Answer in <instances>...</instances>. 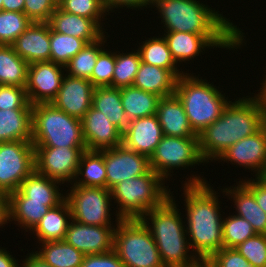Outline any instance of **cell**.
Wrapping results in <instances>:
<instances>
[{
    "instance_id": "1",
    "label": "cell",
    "mask_w": 266,
    "mask_h": 267,
    "mask_svg": "<svg viewBox=\"0 0 266 267\" xmlns=\"http://www.w3.org/2000/svg\"><path fill=\"white\" fill-rule=\"evenodd\" d=\"M166 28L164 32H186L204 35L216 48L237 50L246 42L237 25L219 11L198 0H152ZM245 35V36H244ZM244 43V44H243ZM242 45V46H241ZM235 48V49H234Z\"/></svg>"
},
{
    "instance_id": "49",
    "label": "cell",
    "mask_w": 266,
    "mask_h": 267,
    "mask_svg": "<svg viewBox=\"0 0 266 267\" xmlns=\"http://www.w3.org/2000/svg\"><path fill=\"white\" fill-rule=\"evenodd\" d=\"M102 3L105 10L110 14L111 12L115 11V8L118 9L119 7V9L126 7L132 10H136L137 8L138 10L139 8H143L144 10L145 7L150 8L152 0H102Z\"/></svg>"
},
{
    "instance_id": "56",
    "label": "cell",
    "mask_w": 266,
    "mask_h": 267,
    "mask_svg": "<svg viewBox=\"0 0 266 267\" xmlns=\"http://www.w3.org/2000/svg\"><path fill=\"white\" fill-rule=\"evenodd\" d=\"M259 178H261L264 182H266V165Z\"/></svg>"
},
{
    "instance_id": "39",
    "label": "cell",
    "mask_w": 266,
    "mask_h": 267,
    "mask_svg": "<svg viewBox=\"0 0 266 267\" xmlns=\"http://www.w3.org/2000/svg\"><path fill=\"white\" fill-rule=\"evenodd\" d=\"M223 247L236 248L248 238L256 235L252 225L245 219L234 215L223 218Z\"/></svg>"
},
{
    "instance_id": "30",
    "label": "cell",
    "mask_w": 266,
    "mask_h": 267,
    "mask_svg": "<svg viewBox=\"0 0 266 267\" xmlns=\"http://www.w3.org/2000/svg\"><path fill=\"white\" fill-rule=\"evenodd\" d=\"M92 107L101 111L122 132L126 129L129 121L122 106L120 88L96 87Z\"/></svg>"
},
{
    "instance_id": "45",
    "label": "cell",
    "mask_w": 266,
    "mask_h": 267,
    "mask_svg": "<svg viewBox=\"0 0 266 267\" xmlns=\"http://www.w3.org/2000/svg\"><path fill=\"white\" fill-rule=\"evenodd\" d=\"M58 7V0H25L24 14L32 22H49Z\"/></svg>"
},
{
    "instance_id": "44",
    "label": "cell",
    "mask_w": 266,
    "mask_h": 267,
    "mask_svg": "<svg viewBox=\"0 0 266 267\" xmlns=\"http://www.w3.org/2000/svg\"><path fill=\"white\" fill-rule=\"evenodd\" d=\"M32 109L24 87L0 85V110Z\"/></svg>"
},
{
    "instance_id": "50",
    "label": "cell",
    "mask_w": 266,
    "mask_h": 267,
    "mask_svg": "<svg viewBox=\"0 0 266 267\" xmlns=\"http://www.w3.org/2000/svg\"><path fill=\"white\" fill-rule=\"evenodd\" d=\"M9 222H10L9 195L0 192V228L4 227V225Z\"/></svg>"
},
{
    "instance_id": "37",
    "label": "cell",
    "mask_w": 266,
    "mask_h": 267,
    "mask_svg": "<svg viewBox=\"0 0 266 267\" xmlns=\"http://www.w3.org/2000/svg\"><path fill=\"white\" fill-rule=\"evenodd\" d=\"M87 43L73 36L57 33L50 28V61L65 66Z\"/></svg>"
},
{
    "instance_id": "48",
    "label": "cell",
    "mask_w": 266,
    "mask_h": 267,
    "mask_svg": "<svg viewBox=\"0 0 266 267\" xmlns=\"http://www.w3.org/2000/svg\"><path fill=\"white\" fill-rule=\"evenodd\" d=\"M240 181L253 193L257 204L266 213V182L261 178H248Z\"/></svg>"
},
{
    "instance_id": "19",
    "label": "cell",
    "mask_w": 266,
    "mask_h": 267,
    "mask_svg": "<svg viewBox=\"0 0 266 267\" xmlns=\"http://www.w3.org/2000/svg\"><path fill=\"white\" fill-rule=\"evenodd\" d=\"M164 136L155 115L129 121L122 132V144L135 152L150 158Z\"/></svg>"
},
{
    "instance_id": "52",
    "label": "cell",
    "mask_w": 266,
    "mask_h": 267,
    "mask_svg": "<svg viewBox=\"0 0 266 267\" xmlns=\"http://www.w3.org/2000/svg\"><path fill=\"white\" fill-rule=\"evenodd\" d=\"M18 261L3 247H0V267H20Z\"/></svg>"
},
{
    "instance_id": "15",
    "label": "cell",
    "mask_w": 266,
    "mask_h": 267,
    "mask_svg": "<svg viewBox=\"0 0 266 267\" xmlns=\"http://www.w3.org/2000/svg\"><path fill=\"white\" fill-rule=\"evenodd\" d=\"M219 159L252 170L251 174L259 177L266 165V124L254 135L230 146L216 161Z\"/></svg>"
},
{
    "instance_id": "53",
    "label": "cell",
    "mask_w": 266,
    "mask_h": 267,
    "mask_svg": "<svg viewBox=\"0 0 266 267\" xmlns=\"http://www.w3.org/2000/svg\"><path fill=\"white\" fill-rule=\"evenodd\" d=\"M25 0H3V11L24 13Z\"/></svg>"
},
{
    "instance_id": "9",
    "label": "cell",
    "mask_w": 266,
    "mask_h": 267,
    "mask_svg": "<svg viewBox=\"0 0 266 267\" xmlns=\"http://www.w3.org/2000/svg\"><path fill=\"white\" fill-rule=\"evenodd\" d=\"M150 167L164 180H170L178 168L182 170L206 163L199 151L198 137L163 136L154 153L149 158ZM171 176V177H170Z\"/></svg>"
},
{
    "instance_id": "7",
    "label": "cell",
    "mask_w": 266,
    "mask_h": 267,
    "mask_svg": "<svg viewBox=\"0 0 266 267\" xmlns=\"http://www.w3.org/2000/svg\"><path fill=\"white\" fill-rule=\"evenodd\" d=\"M32 144L34 147L86 148L81 119L52 103L32 105Z\"/></svg>"
},
{
    "instance_id": "38",
    "label": "cell",
    "mask_w": 266,
    "mask_h": 267,
    "mask_svg": "<svg viewBox=\"0 0 266 267\" xmlns=\"http://www.w3.org/2000/svg\"><path fill=\"white\" fill-rule=\"evenodd\" d=\"M137 51V52H136ZM132 52H115V66L112 77V87L122 88L132 86L141 62L138 50Z\"/></svg>"
},
{
    "instance_id": "33",
    "label": "cell",
    "mask_w": 266,
    "mask_h": 267,
    "mask_svg": "<svg viewBox=\"0 0 266 267\" xmlns=\"http://www.w3.org/2000/svg\"><path fill=\"white\" fill-rule=\"evenodd\" d=\"M34 253L51 267H80L85 255L65 240L39 243ZM42 248V249H41Z\"/></svg>"
},
{
    "instance_id": "22",
    "label": "cell",
    "mask_w": 266,
    "mask_h": 267,
    "mask_svg": "<svg viewBox=\"0 0 266 267\" xmlns=\"http://www.w3.org/2000/svg\"><path fill=\"white\" fill-rule=\"evenodd\" d=\"M156 116L165 136L198 137L191 128L183 104L176 94L161 97Z\"/></svg>"
},
{
    "instance_id": "41",
    "label": "cell",
    "mask_w": 266,
    "mask_h": 267,
    "mask_svg": "<svg viewBox=\"0 0 266 267\" xmlns=\"http://www.w3.org/2000/svg\"><path fill=\"white\" fill-rule=\"evenodd\" d=\"M58 7L67 13L93 19L105 30L101 21H105L103 19H106L109 13L105 10L102 0H58Z\"/></svg>"
},
{
    "instance_id": "23",
    "label": "cell",
    "mask_w": 266,
    "mask_h": 267,
    "mask_svg": "<svg viewBox=\"0 0 266 267\" xmlns=\"http://www.w3.org/2000/svg\"><path fill=\"white\" fill-rule=\"evenodd\" d=\"M221 191L234 202L235 215L247 220L256 234L266 235V213L257 204L253 193L241 182ZM232 187V188H231Z\"/></svg>"
},
{
    "instance_id": "25",
    "label": "cell",
    "mask_w": 266,
    "mask_h": 267,
    "mask_svg": "<svg viewBox=\"0 0 266 267\" xmlns=\"http://www.w3.org/2000/svg\"><path fill=\"white\" fill-rule=\"evenodd\" d=\"M72 220L69 203L64 199L56 207L50 208L36 227L31 231L41 242L62 241Z\"/></svg>"
},
{
    "instance_id": "6",
    "label": "cell",
    "mask_w": 266,
    "mask_h": 267,
    "mask_svg": "<svg viewBox=\"0 0 266 267\" xmlns=\"http://www.w3.org/2000/svg\"><path fill=\"white\" fill-rule=\"evenodd\" d=\"M193 73H184L178 77L175 94L182 102L189 124L198 135L207 126L217 120L230 102L223 91L212 83ZM200 78V79H199Z\"/></svg>"
},
{
    "instance_id": "2",
    "label": "cell",
    "mask_w": 266,
    "mask_h": 267,
    "mask_svg": "<svg viewBox=\"0 0 266 267\" xmlns=\"http://www.w3.org/2000/svg\"><path fill=\"white\" fill-rule=\"evenodd\" d=\"M187 180V181H186ZM183 195L185 227L192 252L198 259H209L223 248V218L219 193L205 178L192 175L186 178ZM212 187V188H211Z\"/></svg>"
},
{
    "instance_id": "57",
    "label": "cell",
    "mask_w": 266,
    "mask_h": 267,
    "mask_svg": "<svg viewBox=\"0 0 266 267\" xmlns=\"http://www.w3.org/2000/svg\"><path fill=\"white\" fill-rule=\"evenodd\" d=\"M3 10V0H0V11Z\"/></svg>"
},
{
    "instance_id": "34",
    "label": "cell",
    "mask_w": 266,
    "mask_h": 267,
    "mask_svg": "<svg viewBox=\"0 0 266 267\" xmlns=\"http://www.w3.org/2000/svg\"><path fill=\"white\" fill-rule=\"evenodd\" d=\"M141 43L142 45H140ZM141 43L137 46V50L142 62L169 69L177 78L185 73L178 68L179 65L172 58L164 36L151 37Z\"/></svg>"
},
{
    "instance_id": "10",
    "label": "cell",
    "mask_w": 266,
    "mask_h": 267,
    "mask_svg": "<svg viewBox=\"0 0 266 267\" xmlns=\"http://www.w3.org/2000/svg\"><path fill=\"white\" fill-rule=\"evenodd\" d=\"M65 199L68 201L72 219L78 223L97 226H114L111 220V192L102 187L72 185Z\"/></svg>"
},
{
    "instance_id": "16",
    "label": "cell",
    "mask_w": 266,
    "mask_h": 267,
    "mask_svg": "<svg viewBox=\"0 0 266 267\" xmlns=\"http://www.w3.org/2000/svg\"><path fill=\"white\" fill-rule=\"evenodd\" d=\"M115 226H97L70 221L65 241L84 255L104 254L113 250Z\"/></svg>"
},
{
    "instance_id": "43",
    "label": "cell",
    "mask_w": 266,
    "mask_h": 267,
    "mask_svg": "<svg viewBox=\"0 0 266 267\" xmlns=\"http://www.w3.org/2000/svg\"><path fill=\"white\" fill-rule=\"evenodd\" d=\"M252 267H266V235L256 234L235 248Z\"/></svg>"
},
{
    "instance_id": "42",
    "label": "cell",
    "mask_w": 266,
    "mask_h": 267,
    "mask_svg": "<svg viewBox=\"0 0 266 267\" xmlns=\"http://www.w3.org/2000/svg\"><path fill=\"white\" fill-rule=\"evenodd\" d=\"M115 66V52L104 49L98 56L90 82L96 87H112Z\"/></svg>"
},
{
    "instance_id": "29",
    "label": "cell",
    "mask_w": 266,
    "mask_h": 267,
    "mask_svg": "<svg viewBox=\"0 0 266 267\" xmlns=\"http://www.w3.org/2000/svg\"><path fill=\"white\" fill-rule=\"evenodd\" d=\"M122 106L128 121L156 114L160 96L133 86L120 88Z\"/></svg>"
},
{
    "instance_id": "54",
    "label": "cell",
    "mask_w": 266,
    "mask_h": 267,
    "mask_svg": "<svg viewBox=\"0 0 266 267\" xmlns=\"http://www.w3.org/2000/svg\"><path fill=\"white\" fill-rule=\"evenodd\" d=\"M262 86L261 88L258 90L260 92H258V97L262 100L263 104L266 107V75L264 76V79L262 81Z\"/></svg>"
},
{
    "instance_id": "20",
    "label": "cell",
    "mask_w": 266,
    "mask_h": 267,
    "mask_svg": "<svg viewBox=\"0 0 266 267\" xmlns=\"http://www.w3.org/2000/svg\"><path fill=\"white\" fill-rule=\"evenodd\" d=\"M15 53L28 64L50 61V25L32 24L11 44Z\"/></svg>"
},
{
    "instance_id": "31",
    "label": "cell",
    "mask_w": 266,
    "mask_h": 267,
    "mask_svg": "<svg viewBox=\"0 0 266 267\" xmlns=\"http://www.w3.org/2000/svg\"><path fill=\"white\" fill-rule=\"evenodd\" d=\"M61 182L39 174L34 170L19 186V191L30 201L62 202L65 199ZM60 191V192H59Z\"/></svg>"
},
{
    "instance_id": "35",
    "label": "cell",
    "mask_w": 266,
    "mask_h": 267,
    "mask_svg": "<svg viewBox=\"0 0 266 267\" xmlns=\"http://www.w3.org/2000/svg\"><path fill=\"white\" fill-rule=\"evenodd\" d=\"M28 65L15 53L12 45L0 44V85L26 88Z\"/></svg>"
},
{
    "instance_id": "27",
    "label": "cell",
    "mask_w": 266,
    "mask_h": 267,
    "mask_svg": "<svg viewBox=\"0 0 266 267\" xmlns=\"http://www.w3.org/2000/svg\"><path fill=\"white\" fill-rule=\"evenodd\" d=\"M163 34L177 65L186 61L189 63L190 60H194V57L201 55V52H205L206 48L215 47L204 35L186 32H164Z\"/></svg>"
},
{
    "instance_id": "47",
    "label": "cell",
    "mask_w": 266,
    "mask_h": 267,
    "mask_svg": "<svg viewBox=\"0 0 266 267\" xmlns=\"http://www.w3.org/2000/svg\"><path fill=\"white\" fill-rule=\"evenodd\" d=\"M80 267H125L114 250L104 254L85 255Z\"/></svg>"
},
{
    "instance_id": "5",
    "label": "cell",
    "mask_w": 266,
    "mask_h": 267,
    "mask_svg": "<svg viewBox=\"0 0 266 267\" xmlns=\"http://www.w3.org/2000/svg\"><path fill=\"white\" fill-rule=\"evenodd\" d=\"M165 182L167 181L150 169L141 176L114 185L110 192L114 204L117 203L115 222L140 219L151 209L160 206L171 193Z\"/></svg>"
},
{
    "instance_id": "13",
    "label": "cell",
    "mask_w": 266,
    "mask_h": 267,
    "mask_svg": "<svg viewBox=\"0 0 266 267\" xmlns=\"http://www.w3.org/2000/svg\"><path fill=\"white\" fill-rule=\"evenodd\" d=\"M104 156L106 169V188L111 189L117 183L147 173L150 159L123 144L114 148L99 150Z\"/></svg>"
},
{
    "instance_id": "4",
    "label": "cell",
    "mask_w": 266,
    "mask_h": 267,
    "mask_svg": "<svg viewBox=\"0 0 266 267\" xmlns=\"http://www.w3.org/2000/svg\"><path fill=\"white\" fill-rule=\"evenodd\" d=\"M172 194L173 192L160 206L145 213L140 220L150 230L165 267H186L198 258L190 251L185 219H182Z\"/></svg>"
},
{
    "instance_id": "40",
    "label": "cell",
    "mask_w": 266,
    "mask_h": 267,
    "mask_svg": "<svg viewBox=\"0 0 266 267\" xmlns=\"http://www.w3.org/2000/svg\"><path fill=\"white\" fill-rule=\"evenodd\" d=\"M31 24L24 13L1 10L0 44L11 45Z\"/></svg>"
},
{
    "instance_id": "3",
    "label": "cell",
    "mask_w": 266,
    "mask_h": 267,
    "mask_svg": "<svg viewBox=\"0 0 266 267\" xmlns=\"http://www.w3.org/2000/svg\"><path fill=\"white\" fill-rule=\"evenodd\" d=\"M265 124L266 107L257 94L231 100L221 116L198 134L202 158L207 163L216 161L230 146L254 135Z\"/></svg>"
},
{
    "instance_id": "18",
    "label": "cell",
    "mask_w": 266,
    "mask_h": 267,
    "mask_svg": "<svg viewBox=\"0 0 266 267\" xmlns=\"http://www.w3.org/2000/svg\"><path fill=\"white\" fill-rule=\"evenodd\" d=\"M87 150H103L122 144V131L92 106L81 119Z\"/></svg>"
},
{
    "instance_id": "11",
    "label": "cell",
    "mask_w": 266,
    "mask_h": 267,
    "mask_svg": "<svg viewBox=\"0 0 266 267\" xmlns=\"http://www.w3.org/2000/svg\"><path fill=\"white\" fill-rule=\"evenodd\" d=\"M35 170L32 141L0 142V192L10 194Z\"/></svg>"
},
{
    "instance_id": "24",
    "label": "cell",
    "mask_w": 266,
    "mask_h": 267,
    "mask_svg": "<svg viewBox=\"0 0 266 267\" xmlns=\"http://www.w3.org/2000/svg\"><path fill=\"white\" fill-rule=\"evenodd\" d=\"M60 203L30 201L17 190L9 194L10 222L15 221L23 230L31 232L49 209Z\"/></svg>"
},
{
    "instance_id": "17",
    "label": "cell",
    "mask_w": 266,
    "mask_h": 267,
    "mask_svg": "<svg viewBox=\"0 0 266 267\" xmlns=\"http://www.w3.org/2000/svg\"><path fill=\"white\" fill-rule=\"evenodd\" d=\"M94 89L89 80L65 74L60 90L51 103L68 115L82 119L92 106Z\"/></svg>"
},
{
    "instance_id": "51",
    "label": "cell",
    "mask_w": 266,
    "mask_h": 267,
    "mask_svg": "<svg viewBox=\"0 0 266 267\" xmlns=\"http://www.w3.org/2000/svg\"><path fill=\"white\" fill-rule=\"evenodd\" d=\"M26 258L20 263V267H51L49 264L44 262L40 257H38L33 251L28 253Z\"/></svg>"
},
{
    "instance_id": "28",
    "label": "cell",
    "mask_w": 266,
    "mask_h": 267,
    "mask_svg": "<svg viewBox=\"0 0 266 267\" xmlns=\"http://www.w3.org/2000/svg\"><path fill=\"white\" fill-rule=\"evenodd\" d=\"M32 141V109L0 110V142Z\"/></svg>"
},
{
    "instance_id": "8",
    "label": "cell",
    "mask_w": 266,
    "mask_h": 267,
    "mask_svg": "<svg viewBox=\"0 0 266 267\" xmlns=\"http://www.w3.org/2000/svg\"><path fill=\"white\" fill-rule=\"evenodd\" d=\"M113 250L125 267H165L150 230L140 219L117 223Z\"/></svg>"
},
{
    "instance_id": "55",
    "label": "cell",
    "mask_w": 266,
    "mask_h": 267,
    "mask_svg": "<svg viewBox=\"0 0 266 267\" xmlns=\"http://www.w3.org/2000/svg\"><path fill=\"white\" fill-rule=\"evenodd\" d=\"M186 267H213V266L208 259H198L195 263Z\"/></svg>"
},
{
    "instance_id": "12",
    "label": "cell",
    "mask_w": 266,
    "mask_h": 267,
    "mask_svg": "<svg viewBox=\"0 0 266 267\" xmlns=\"http://www.w3.org/2000/svg\"><path fill=\"white\" fill-rule=\"evenodd\" d=\"M34 149L35 170L62 184L74 182L80 156L87 150V148L71 147H34Z\"/></svg>"
},
{
    "instance_id": "14",
    "label": "cell",
    "mask_w": 266,
    "mask_h": 267,
    "mask_svg": "<svg viewBox=\"0 0 266 267\" xmlns=\"http://www.w3.org/2000/svg\"><path fill=\"white\" fill-rule=\"evenodd\" d=\"M65 66L52 61L28 65L26 95L31 105L51 103L60 90Z\"/></svg>"
},
{
    "instance_id": "21",
    "label": "cell",
    "mask_w": 266,
    "mask_h": 267,
    "mask_svg": "<svg viewBox=\"0 0 266 267\" xmlns=\"http://www.w3.org/2000/svg\"><path fill=\"white\" fill-rule=\"evenodd\" d=\"M48 23L53 31L80 38L87 44L97 41L107 33L93 19L67 13L59 7L53 12Z\"/></svg>"
},
{
    "instance_id": "26",
    "label": "cell",
    "mask_w": 266,
    "mask_h": 267,
    "mask_svg": "<svg viewBox=\"0 0 266 267\" xmlns=\"http://www.w3.org/2000/svg\"><path fill=\"white\" fill-rule=\"evenodd\" d=\"M177 79L169 69L141 61L132 86L165 97L175 94Z\"/></svg>"
},
{
    "instance_id": "32",
    "label": "cell",
    "mask_w": 266,
    "mask_h": 267,
    "mask_svg": "<svg viewBox=\"0 0 266 267\" xmlns=\"http://www.w3.org/2000/svg\"><path fill=\"white\" fill-rule=\"evenodd\" d=\"M71 185L106 188L104 156L99 150H85L82 152L78 172Z\"/></svg>"
},
{
    "instance_id": "36",
    "label": "cell",
    "mask_w": 266,
    "mask_h": 267,
    "mask_svg": "<svg viewBox=\"0 0 266 267\" xmlns=\"http://www.w3.org/2000/svg\"><path fill=\"white\" fill-rule=\"evenodd\" d=\"M108 37L109 35L107 33V36L104 34L97 41L88 43L65 65L66 74L72 77L84 78L90 81L97 58L104 50V44L107 42L106 39Z\"/></svg>"
},
{
    "instance_id": "46",
    "label": "cell",
    "mask_w": 266,
    "mask_h": 267,
    "mask_svg": "<svg viewBox=\"0 0 266 267\" xmlns=\"http://www.w3.org/2000/svg\"><path fill=\"white\" fill-rule=\"evenodd\" d=\"M213 267H252L235 248H221L208 259Z\"/></svg>"
}]
</instances>
